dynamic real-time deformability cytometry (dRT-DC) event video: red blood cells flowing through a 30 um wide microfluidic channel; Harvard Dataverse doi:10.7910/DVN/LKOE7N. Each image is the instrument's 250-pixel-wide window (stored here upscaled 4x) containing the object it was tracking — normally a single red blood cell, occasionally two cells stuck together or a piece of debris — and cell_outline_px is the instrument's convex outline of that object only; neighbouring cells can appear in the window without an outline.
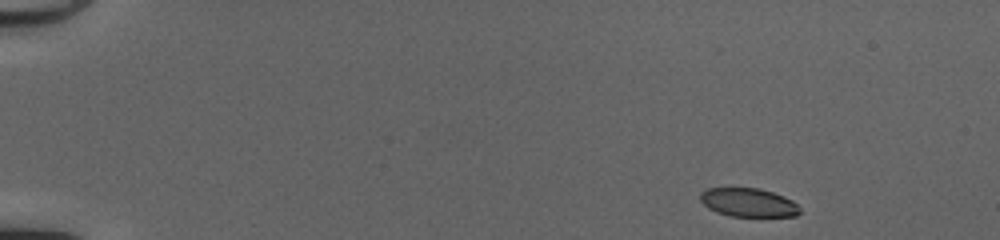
{"species": "common noctule bat (a hibernating species)", "species_latin": "Nyctalus noctula", "temperature_condition": "cold", "stored_images_in_passage": 45, "camera_frame_rate_fps": 3000, "um_per_image_px": 0.085, "animal": {"sex": "female", "body_mass_g": 20.0, "forearm_length_mm": 54.0}, "frame": {"image": 1, "passage_image": 1, "time_ms": 0.0, "image_size_px": [1000, 240], "cell_outline_px": [[800, 212], [796, 216], [728, 216], [716, 212], [708, 208], [700, 200], [700, 192], [708, 188], [760, 188], [784, 196], [792, 200], [800, 208]], "centroid_in_image_um": [63.6, 17.21], "position_along_channel_um": 21.4, "area_um2": 16.65}}
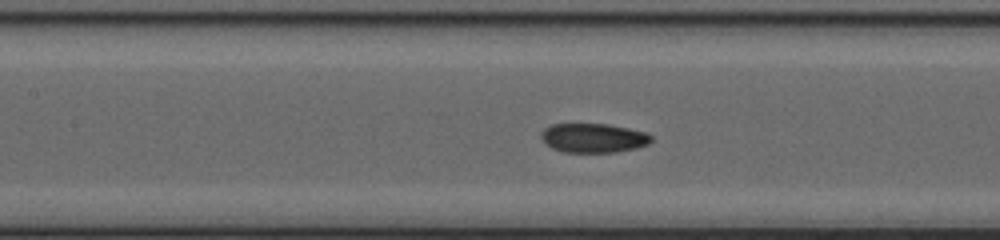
{"frame": {"image": 2, "passage_image": 20, "time_ms": 6.333, "image_size_px": [1000, 240], "cell_outline_px": [[652, 140], [648, 144], [636, 148], [616, 152], [564, 152], [552, 148], [544, 144], [540, 136], [540, 132], [544, 128], [552, 124], [608, 124], [648, 132], [652, 136]], "centroid_in_image_um": [50.43, 11.72], "position_along_channel_um": 157.0, "area_um2": 18.96}}
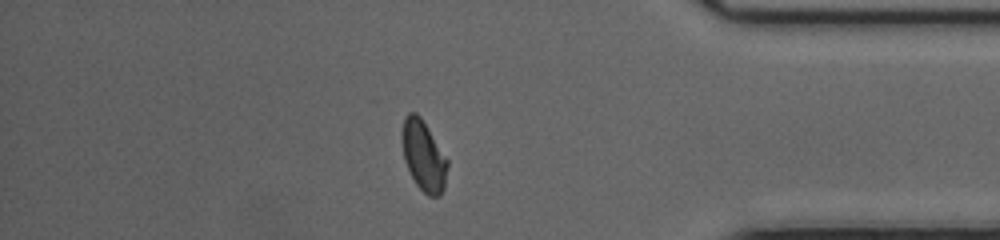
{"frame": {"image": 3, "passage_image": 39, "time_ms": 12.667, "image_size_px": [1000, 240], "cell_outline_px": [[448, 164], [444, 188], [440, 196], [428, 196], [416, 184], [404, 160], [400, 136], [400, 132], [404, 116], [408, 112], [416, 112], [420, 116], [448, 160]], "centroid_in_image_um": [35.97, 13.21], "position_along_channel_um": 399.2, "area_um2": 18.73}, "authors_computed_cell_mechanics": {"area_um2": 18.785, "velocity_mm_per_s": 4.1754, "shape_relaxation_time_tau1_ms": 5.2949, "shape_relaxation_time_tau2_ms": 1.5038, "deformation_change_tau1": 0.1264, "deformation_change_tau2": 0.0532}}